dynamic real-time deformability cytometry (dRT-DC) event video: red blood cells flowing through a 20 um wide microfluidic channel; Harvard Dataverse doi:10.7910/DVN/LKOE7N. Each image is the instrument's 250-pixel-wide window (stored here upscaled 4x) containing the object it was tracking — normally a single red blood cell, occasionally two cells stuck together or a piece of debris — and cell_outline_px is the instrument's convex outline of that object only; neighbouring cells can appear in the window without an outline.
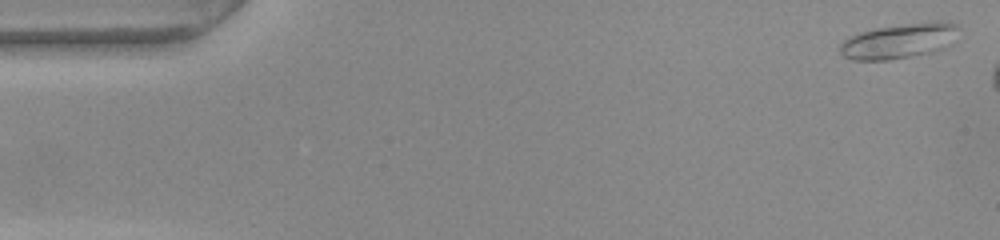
{"species": "common noctule bat (a hibernating species)", "species_latin": "Nyctalus noctula", "temperature_condition": "warm", "stored_images_in_passage": 6, "camera_frame_rate_fps": 3000, "um_per_image_px": 0.085, "animal": {"sex": "female", "body_mass_g": 22.0, "forearm_length_mm": 56.7}, "frame": {"image": 1, "passage_image": 1, "time_ms": 0.0, "image_size_px": [1000, 240], "cell_outline_px": [[960, 28], [952, 44], [944, 48], [932, 52], [912, 56], [888, 60], [852, 60], [844, 56], [840, 52], [840, 44], [844, 40], [860, 32], [872, 28], [932, 20], [940, 20], [956, 24]], "centroid_in_image_um": [76.48, 3.46], "position_along_channel_um": 8.5, "area_um2": 24.62}}